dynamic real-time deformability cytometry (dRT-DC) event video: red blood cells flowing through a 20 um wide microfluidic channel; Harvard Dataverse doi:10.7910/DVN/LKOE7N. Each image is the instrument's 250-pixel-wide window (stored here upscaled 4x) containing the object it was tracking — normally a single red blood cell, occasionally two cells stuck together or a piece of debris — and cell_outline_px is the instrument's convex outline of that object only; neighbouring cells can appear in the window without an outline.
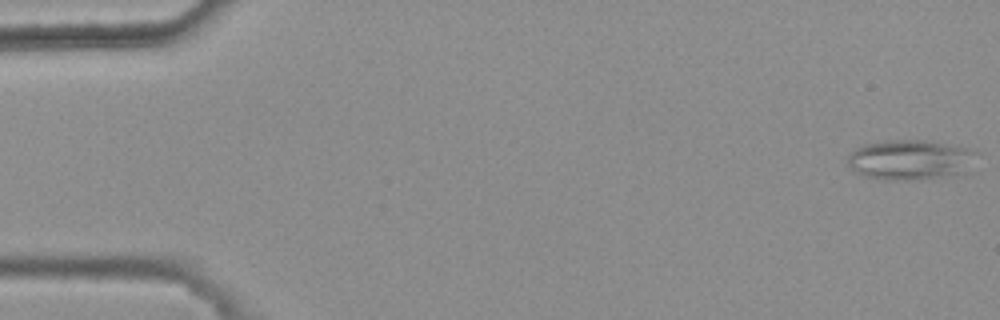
{"species": "common noctule bat (a hibernating species)", "species_latin": "Nyctalus noctula", "temperature_condition": "warm", "stored_images_in_passage": 47, "camera_frame_rate_fps": 3000, "um_per_image_px": 0.085, "animal": {"sex": "female", "body_mass_g": 25.1}, "frame": {"image": 1, "passage_image": 1, "time_ms": 0.0, "image_size_px": [1000, 320], "cell_outline_px": [[976, 152], [956, 172], [936, 176], [908, 180], [888, 180], [868, 176], [856, 172], [848, 164], [848, 156], [856, 148], [864, 144], [880, 140], [924, 140], [964, 148]], "centroid_in_image_um": [77.14, 13.54], "position_along_channel_um": 7.9, "area_um2": 28.32}}
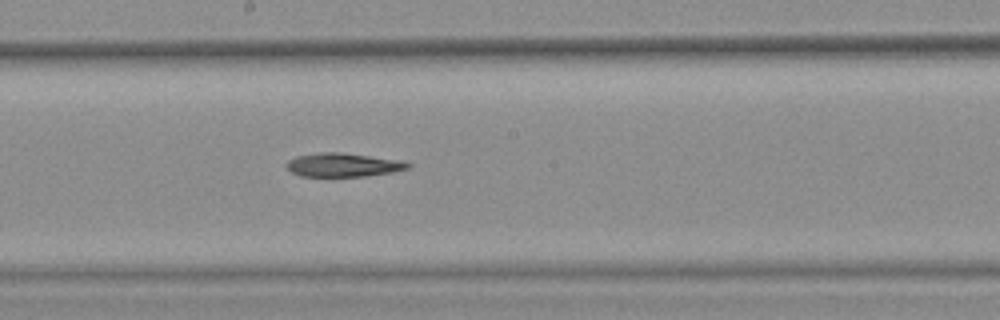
{"frame": {"image": 2, "passage_image": 29, "time_ms": 9.333, "image_size_px": [1000, 320], "cell_outline_px": [[412, 168], [392, 172], [364, 176], [300, 176], [292, 172], [284, 164], [288, 160], [296, 156], [320, 152], [340, 152], [404, 160], [412, 164]], "centroid_in_image_um": [29.21, 14.01], "position_along_channel_um": 219.0, "area_um2": 16.94}}
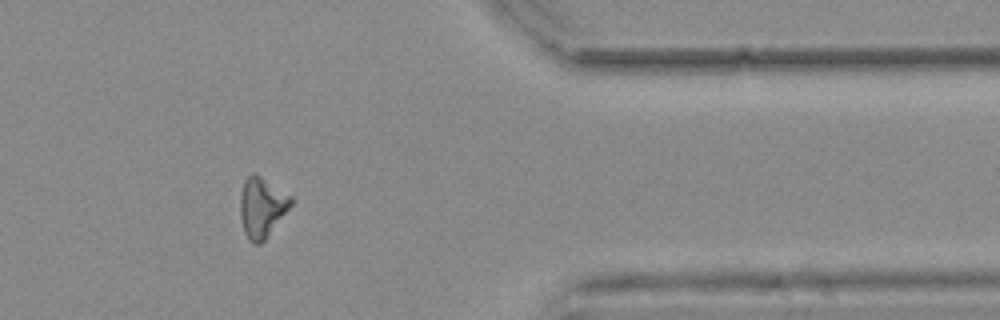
{"frame": {"image": 3, "passage_image": 44, "time_ms": 14.333, "image_size_px": [1000, 320], "cell_outline_px": [[292, 204], [264, 240], [260, 244], [252, 244], [248, 240], [244, 232], [240, 216], [240, 196], [244, 180], [252, 172], [256, 172], [292, 196]], "centroid_in_image_um": [22.24, 17.59], "position_along_channel_um": 389.2, "area_um2": 17.86}}